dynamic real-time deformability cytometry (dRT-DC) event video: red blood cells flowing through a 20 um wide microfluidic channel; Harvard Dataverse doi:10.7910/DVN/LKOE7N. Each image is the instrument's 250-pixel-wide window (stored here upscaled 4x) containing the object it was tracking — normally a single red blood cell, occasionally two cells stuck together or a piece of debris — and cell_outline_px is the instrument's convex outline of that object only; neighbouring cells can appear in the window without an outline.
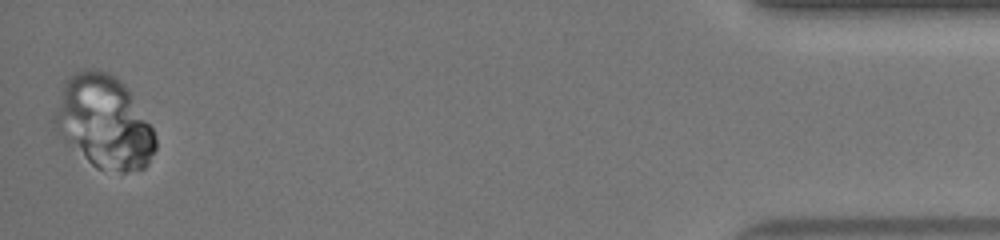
{"species": "human", "species_latin": "Homo sapiens", "temperature_condition": "warm", "stored_images_in_passage": 34, "camera_frame_rate_fps": 3000, "um_per_image_px": 0.085, "donor": {"sex": "female"}, "frame": {"image": 1, "passage_image": 34, "time_ms": 11.0, "image_size_px": [1000, 240], "cell_outline_px": [[156, 148], [148, 164], [144, 168], [124, 172], [96, 168], [60, 136], [52, 120], [64, 80], [68, 76], [76, 72], [92, 68], [96, 68], [108, 72], [120, 80], [152, 128], [156, 140]], "centroid_in_image_um": [8.81, 10.37], "position_along_channel_um": 426.4, "area_um2": 53.87}}